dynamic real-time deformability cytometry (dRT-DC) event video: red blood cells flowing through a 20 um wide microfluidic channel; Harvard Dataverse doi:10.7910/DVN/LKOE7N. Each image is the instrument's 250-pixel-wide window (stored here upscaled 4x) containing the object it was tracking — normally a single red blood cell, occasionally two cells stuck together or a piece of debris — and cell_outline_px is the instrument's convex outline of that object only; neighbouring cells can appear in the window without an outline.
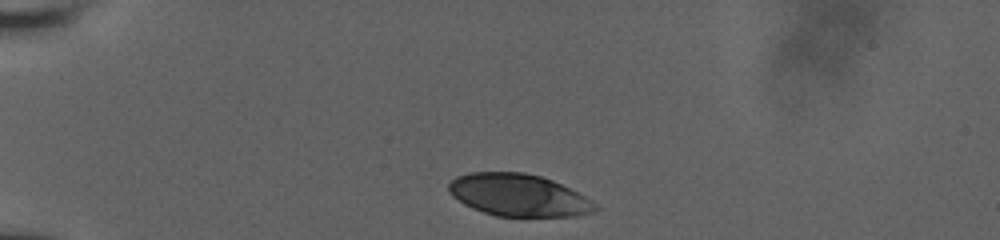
{"species": "human", "species_latin": "Homo sapiens", "temperature_condition": "room temperature", "stored_images_in_passage": 9, "camera_frame_rate_fps": 3000, "um_per_image_px": 0.085, "donor": {"sex": "male"}, "frame": {"image": 1, "passage_image": 1, "time_ms": 0.0, "image_size_px": [1000, 240], "cell_outline_px": [[600, 208], [592, 212], [576, 216], [496, 216], [472, 208], [464, 204], [452, 196], [448, 192], [448, 184], [456, 176], [468, 172], [524, 172], [540, 176], [552, 180], [584, 196], [596, 204]], "centroid_in_image_um": [44.04, 16.58], "position_along_channel_um": 41.0, "area_um2": 35.95}}
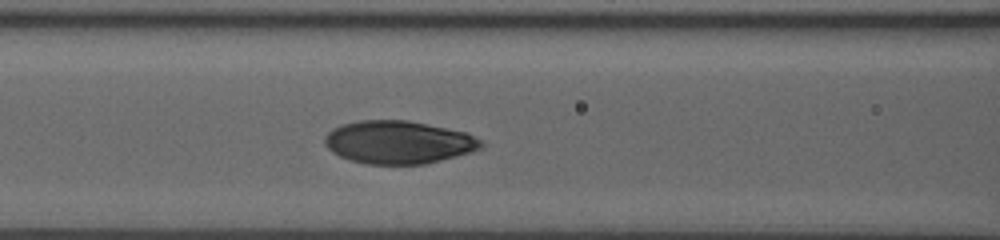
{"frame": {"image": 2, "passage_image": 6, "time_ms": 3.667, "image_size_px": [1000, 240], "cell_outline_px": [[484, 144], [480, 148], [472, 152], [424, 164], [368, 164], [348, 160], [332, 152], [324, 144], [324, 136], [332, 128], [340, 124], [360, 120], [408, 120], [468, 132], [484, 140]], "centroid_in_image_um": [33.87, 12.08], "position_along_channel_um": 132.7, "area_um2": 39.54}}
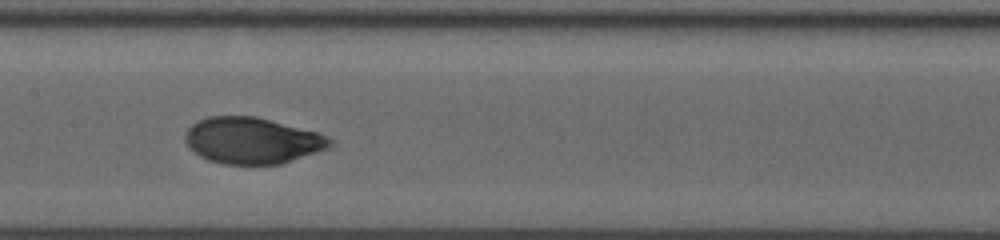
{"frame": {"image": 3, "passage_image": 8, "time_ms": 5.0, "image_size_px": [1000, 240], "cell_outline_px": [[332, 144], [328, 148], [280, 164], [224, 164], [208, 160], [200, 156], [188, 148], [184, 140], [184, 132], [196, 120], [208, 116], [256, 116], [316, 132], [332, 140]], "centroid_in_image_um": [21.35, 11.94], "position_along_channel_um": 186.0, "area_um2": 39.02}}